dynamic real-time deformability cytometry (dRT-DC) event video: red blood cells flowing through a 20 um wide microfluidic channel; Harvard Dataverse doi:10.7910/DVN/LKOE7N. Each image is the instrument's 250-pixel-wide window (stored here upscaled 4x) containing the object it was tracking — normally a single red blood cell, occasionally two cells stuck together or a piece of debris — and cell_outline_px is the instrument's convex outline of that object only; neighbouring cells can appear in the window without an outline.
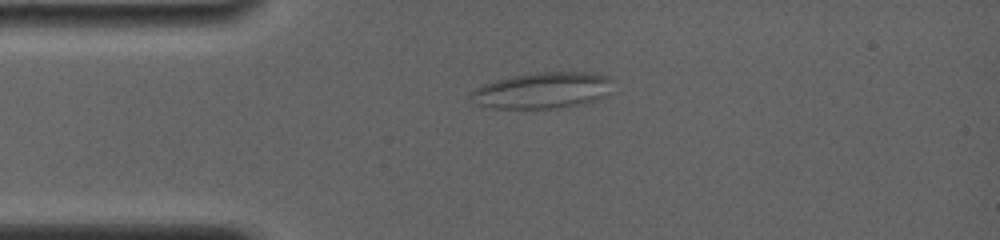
{"species": "common noctule bat (a hibernating species)", "species_latin": "Nyctalus noctula", "temperature_condition": "room temperature", "stored_images_in_passage": 18, "camera_frame_rate_fps": 4000, "um_per_image_px": 0.085, "animal": {"sex": "female", "body_mass_g": 19.0, "forearm_length_mm": 56.7}, "frame": {"image": 1, "passage_image": 1, "time_ms": 0.0, "image_size_px": [1000, 240], "cell_outline_px": [[612, 80], [608, 96], [584, 104], [556, 108], [492, 108], [476, 104], [468, 96], [476, 88], [484, 84], [496, 80], [512, 76], [536, 72], [584, 72], [608, 76]], "centroid_in_image_um": [46.13, 7.69], "position_along_channel_um": 38.9, "area_um2": 30.0}}
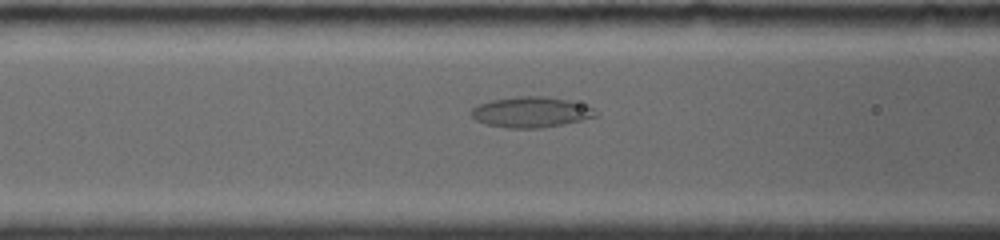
{"frame": {"image": 2, "passage_image": 11, "time_ms": 2.75, "image_size_px": [1000, 240], "cell_outline_px": [[596, 116], [564, 124], [540, 128], [508, 128], [484, 124], [476, 120], [472, 116], [472, 108], [480, 104], [492, 100], [516, 96], [544, 96], [568, 100], [592, 108], [596, 112]], "centroid_in_image_um": [45.1, 9.53], "position_along_channel_um": 121.5, "area_um2": 21.91}}
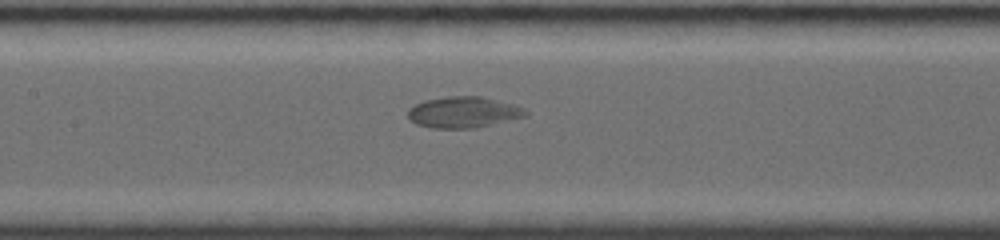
{"frame": {"image": 3, "passage_image": 15, "time_ms": 4.0, "image_size_px": [1000, 240], "cell_outline_px": [[528, 116], [476, 128], [432, 128], [416, 124], [408, 120], [408, 108], [424, 100], [448, 96], [480, 96], [512, 104], [524, 108], [528, 112]], "centroid_in_image_um": [39.38, 9.55], "position_along_channel_um": 168.0, "area_um2": 21.44}}